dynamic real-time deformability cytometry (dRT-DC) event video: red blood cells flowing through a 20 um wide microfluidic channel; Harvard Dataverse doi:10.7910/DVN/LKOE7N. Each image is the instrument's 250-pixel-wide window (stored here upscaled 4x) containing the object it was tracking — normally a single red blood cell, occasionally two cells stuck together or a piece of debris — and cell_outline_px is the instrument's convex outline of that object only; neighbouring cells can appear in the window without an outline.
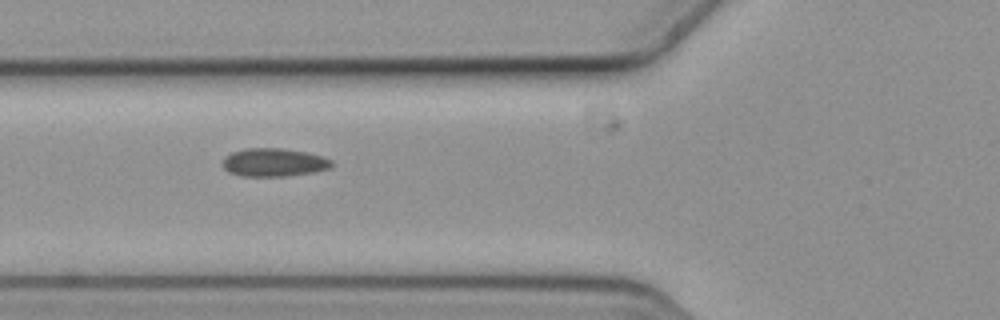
{"species": "common noctule bat (a hibernating species)", "species_latin": "Nyctalus noctula", "temperature_condition": "cold", "stored_images_in_passage": 6, "camera_frame_rate_fps": 3000, "um_per_image_px": 0.085, "animal": {"sex": "female", "body_mass_g": 19.3, "forearm_length_mm": 54.1}, "frame": {"image": 1, "passage_image": 5, "time_ms": 1.333, "image_size_px": [1000, 320], "cell_outline_px": [[336, 164], [332, 168], [312, 172], [288, 176], [244, 176], [228, 172], [220, 164], [224, 156], [232, 152], [244, 148], [280, 148], [304, 152], [324, 156], [332, 160]], "centroid_in_image_um": [23.28, 13.8], "position_along_channel_um": 102.5, "area_um2": 18.21}}
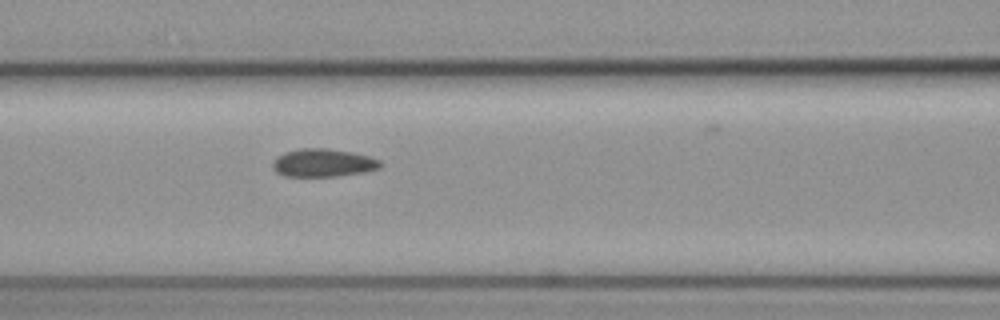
{"frame": {"image": 2, "passage_image": 6, "time_ms": 1.667, "image_size_px": [1000, 320], "cell_outline_px": [[384, 164], [380, 168], [368, 172], [336, 176], [284, 176], [276, 172], [272, 168], [272, 160], [276, 156], [284, 152], [300, 148], [328, 148], [352, 152], [368, 156], [380, 160]], "centroid_in_image_um": [27.47, 13.84], "position_along_channel_um": 139.1, "area_um2": 17.92}}